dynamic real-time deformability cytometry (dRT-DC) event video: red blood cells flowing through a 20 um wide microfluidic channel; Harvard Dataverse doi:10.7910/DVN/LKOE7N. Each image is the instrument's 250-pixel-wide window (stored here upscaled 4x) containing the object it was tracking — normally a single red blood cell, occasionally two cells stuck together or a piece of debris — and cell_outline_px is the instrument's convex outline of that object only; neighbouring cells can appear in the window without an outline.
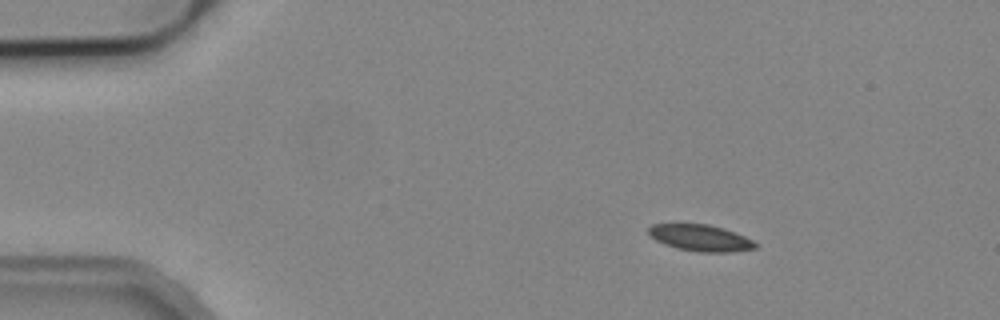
{"species": "common noctule bat (a hibernating species)", "species_latin": "Nyctalus noctula", "temperature_condition": "cold", "stored_images_in_passage": 5, "camera_frame_rate_fps": 3000, "um_per_image_px": 0.085, "animal": {"sex": "male", "body_mass_g": 19.2, "forearm_length_mm": 51.8}, "frame": {"image": 1, "passage_image": 1, "time_ms": 0.0, "image_size_px": [1000, 320], "cell_outline_px": [[756, 248], [732, 252], [700, 252], [676, 248], [664, 244], [648, 236], [648, 228], [652, 224], [708, 224], [724, 228], [744, 236], [752, 240], [756, 244]], "centroid_in_image_um": [59.51, 20.22], "position_along_channel_um": 25.5, "area_um2": 16.47}}
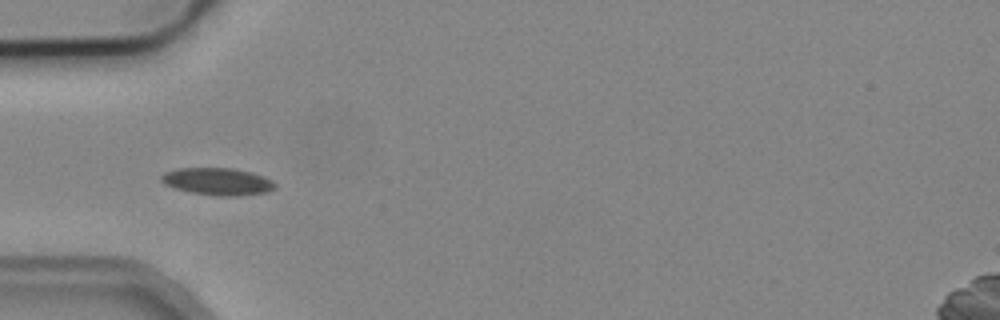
{"frame": {"image": 2, "passage_image": 3, "time_ms": 3.0, "image_size_px": [1000, 320], "cell_outline_px": [[276, 188], [268, 192], [236, 196], [216, 196], [192, 192], [176, 188], [164, 184], [160, 180], [160, 176], [164, 172], [180, 168], [232, 168], [252, 172], [264, 176], [272, 180], [276, 184]], "centroid_in_image_um": [18.52, 15.42], "position_along_channel_um": 66.5, "area_um2": 18.15}}